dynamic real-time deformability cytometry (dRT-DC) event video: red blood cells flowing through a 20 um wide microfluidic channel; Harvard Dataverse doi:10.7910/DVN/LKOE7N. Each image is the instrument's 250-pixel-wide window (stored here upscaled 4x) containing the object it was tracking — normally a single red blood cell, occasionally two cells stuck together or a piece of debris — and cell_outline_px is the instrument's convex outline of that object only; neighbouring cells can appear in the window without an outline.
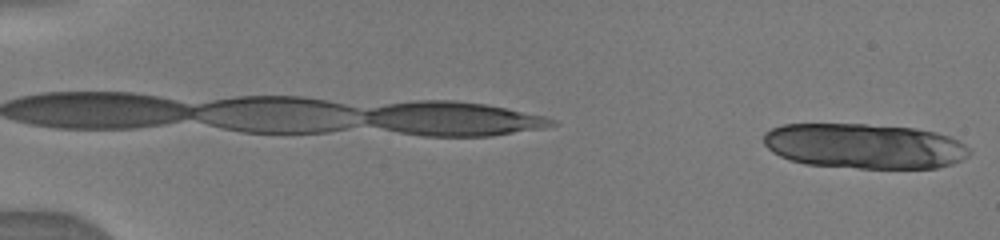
{"species": "human", "species_latin": "Homo sapiens", "temperature_condition": "warm", "stored_images_in_passage": 4, "camera_frame_rate_fps": 3000, "um_per_image_px": 0.085, "donor": {"sex": "male"}, "frame": {"image": 1, "passage_image": 4, "time_ms": 1.667, "image_size_px": [1000, 240], "cell_outline_px": [[972, 152], [968, 156], [952, 164], [936, 168], [860, 168], [804, 164], [780, 156], [772, 152], [764, 144], [764, 132], [772, 128], [784, 124], [864, 124], [916, 128], [936, 132], [948, 136], [964, 144]], "centroid_in_image_um": [73.46, 12.41], "position_along_channel_um": 11.5, "area_um2": 54.16}}